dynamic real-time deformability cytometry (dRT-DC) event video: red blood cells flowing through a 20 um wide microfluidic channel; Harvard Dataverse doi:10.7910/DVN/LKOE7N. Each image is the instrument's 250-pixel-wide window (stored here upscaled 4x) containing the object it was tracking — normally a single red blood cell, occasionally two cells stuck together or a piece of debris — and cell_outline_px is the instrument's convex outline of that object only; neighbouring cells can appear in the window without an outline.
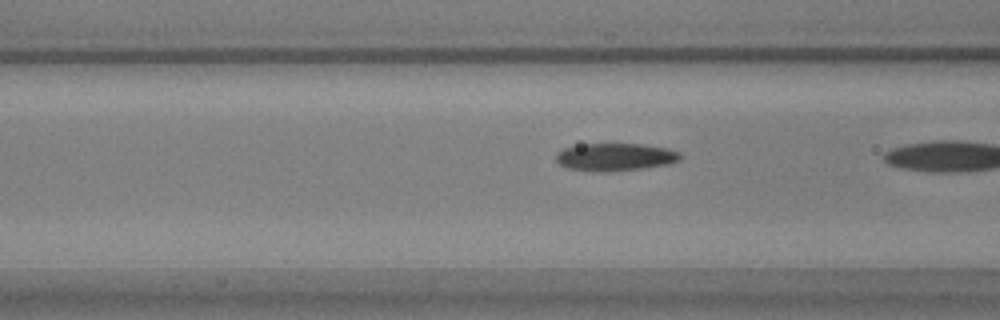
{"species": "common noctule bat (a hibernating species)", "species_latin": "Nyctalus noctula", "temperature_condition": "warm", "stored_images_in_passage": 28, "camera_frame_rate_fps": 3000, "um_per_image_px": 0.085, "animal": {"sex": "male", "body_mass_g": 17.9, "forearm_length_mm": 54.2}, "frame": {"image": 1, "passage_image": 20, "time_ms": 6.333, "image_size_px": [1000, 320], "cell_outline_px": [[680, 160], [668, 164], [640, 168], [608, 172], [592, 172], [568, 168], [560, 164], [556, 160], [556, 152], [564, 148], [580, 144], [640, 144], [668, 148], [680, 152]], "centroid_in_image_um": [52.26, 13.34], "position_along_channel_um": 114.3, "area_um2": 20.06}}